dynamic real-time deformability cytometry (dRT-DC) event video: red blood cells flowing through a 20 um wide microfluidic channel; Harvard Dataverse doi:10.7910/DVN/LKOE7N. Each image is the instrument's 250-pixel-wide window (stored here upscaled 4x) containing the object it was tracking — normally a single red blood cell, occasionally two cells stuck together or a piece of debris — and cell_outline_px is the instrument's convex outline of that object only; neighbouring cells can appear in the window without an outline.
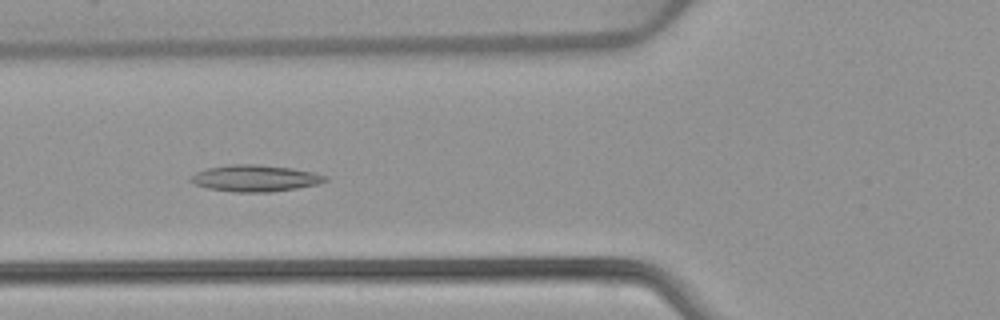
{"species": "common noctule bat (a hibernating species)", "species_latin": "Nyctalus noctula", "temperature_condition": "warm", "stored_images_in_passage": 53, "camera_frame_rate_fps": 3000, "um_per_image_px": 0.085, "animal": {"sex": "female", "body_mass_g": 22.7, "forearm_length_mm": 54.2}, "frame": {"image": 1, "passage_image": 20, "time_ms": 6.333, "image_size_px": [1000, 320], "cell_outline_px": [[328, 180], [316, 184], [296, 188], [272, 192], [236, 192], [208, 188], [196, 184], [188, 180], [196, 172], [208, 168], [228, 164], [256, 164], [292, 168], [312, 172], [328, 176]], "centroid_in_image_um": [21.69, 15.14], "position_along_channel_um": 104.1, "area_um2": 20.69}}
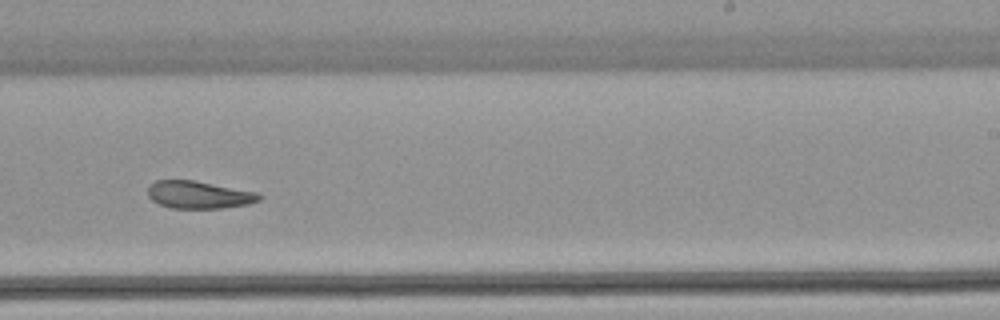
{"frame": {"image": 2, "passage_image": 33, "time_ms": 10.667, "image_size_px": [1000, 320], "cell_outline_px": [[260, 200], [248, 204], [220, 208], [172, 208], [160, 204], [152, 200], [148, 196], [148, 184], [156, 180], [192, 180], [256, 192], [260, 196]], "centroid_in_image_um": [16.85, 16.55], "position_along_channel_um": 272.2, "area_um2": 17.63}}
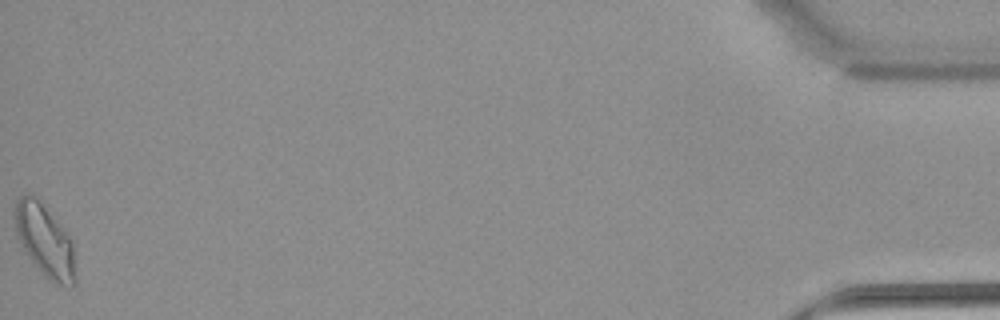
{"frame": {"image": 3, "passage_image": 53, "time_ms": 17.333, "image_size_px": [1000, 320], "cell_outline_px": [[76, 280], [72, 284], [56, 284], [48, 280], [32, 264], [24, 252], [20, 244], [16, 232], [12, 216], [12, 208], [16, 200], [24, 192], [28, 192], [36, 196], [40, 200], [60, 224], [72, 240]], "centroid_in_image_um": [3.73, 20.39], "position_along_channel_um": 431.5, "area_um2": 26.18}, "authors_computed_cell_mechanics": {"area_um2": 19.9988, "velocity_mm_per_s": 3.8858, "shape_relaxation_time_tau1_ms": null, "shape_relaxation_time_tau2_ms": 2.5002, "deformation_change_tau1": null, "deformation_change_tau2": 0.0965}}